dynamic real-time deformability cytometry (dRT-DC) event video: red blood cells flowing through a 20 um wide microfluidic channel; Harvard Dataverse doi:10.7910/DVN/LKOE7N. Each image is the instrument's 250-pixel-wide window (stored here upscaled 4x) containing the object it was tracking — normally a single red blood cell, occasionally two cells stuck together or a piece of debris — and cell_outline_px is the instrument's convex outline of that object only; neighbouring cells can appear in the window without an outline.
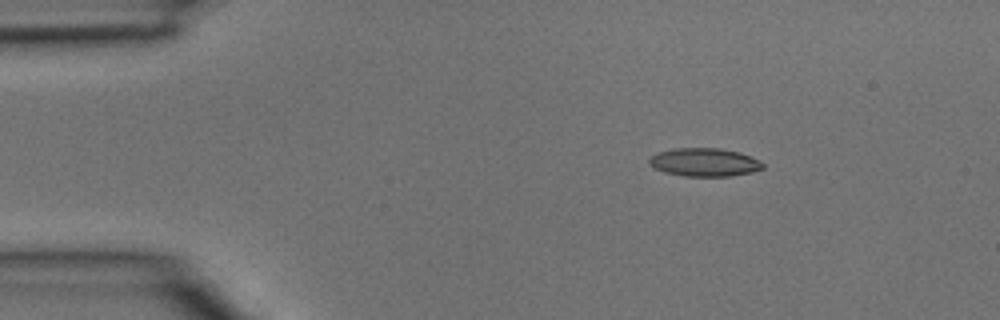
{"species": "common noctule bat (a hibernating species)", "species_latin": "Nyctalus noctula", "temperature_condition": "room temperature", "stored_images_in_passage": 2, "camera_frame_rate_fps": 3000, "um_per_image_px": 0.085, "animal": {"sex": "male", "body_mass_g": 15.6}, "frame": {"image": 1, "passage_image": 1, "time_ms": 0.0, "image_size_px": [1000, 320], "cell_outline_px": [[764, 168], [752, 172], [728, 176], [684, 176], [664, 172], [648, 164], [648, 160], [656, 152], [672, 148], [720, 148], [740, 152], [764, 164]], "centroid_in_image_um": [59.83, 13.78], "position_along_channel_um": 25.2, "area_um2": 18.67}}